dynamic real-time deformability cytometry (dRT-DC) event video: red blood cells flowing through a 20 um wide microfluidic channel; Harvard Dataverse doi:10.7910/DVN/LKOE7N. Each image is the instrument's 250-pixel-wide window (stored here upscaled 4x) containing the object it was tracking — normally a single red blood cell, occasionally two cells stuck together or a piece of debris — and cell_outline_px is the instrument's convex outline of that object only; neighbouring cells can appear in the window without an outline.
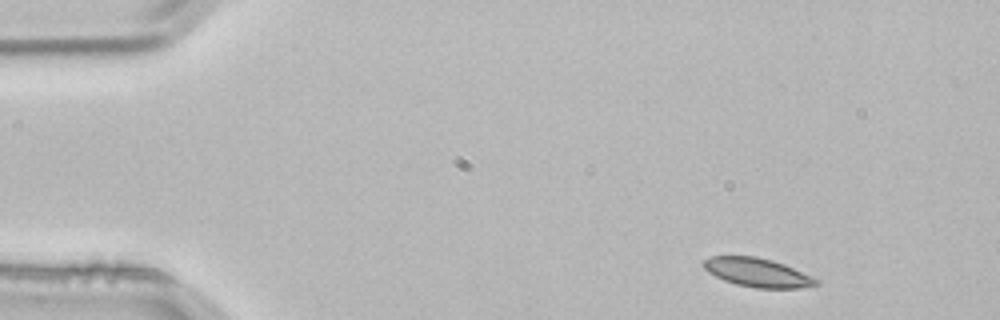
{"species": "common noctule bat (a hibernating species)", "species_latin": "Nyctalus noctula", "temperature_condition": "room temperature", "stored_images_in_passage": 4, "camera_frame_rate_fps": 3000, "um_per_image_px": 0.085, "animal": {"sex": "male", "body_mass_g": 21.5, "forearm_length_mm": 52.0}, "frame": {"image": 1, "passage_image": 1, "time_ms": 0.0, "image_size_px": [1000, 320], "cell_outline_px": [[820, 284], [800, 288], [756, 288], [736, 284], [724, 280], [708, 272], [704, 268], [704, 260], [712, 256], [756, 256], [772, 260], [784, 264], [812, 276], [820, 280]], "centroid_in_image_um": [64.42, 23.17], "position_along_channel_um": 20.6, "area_um2": 18.84}}
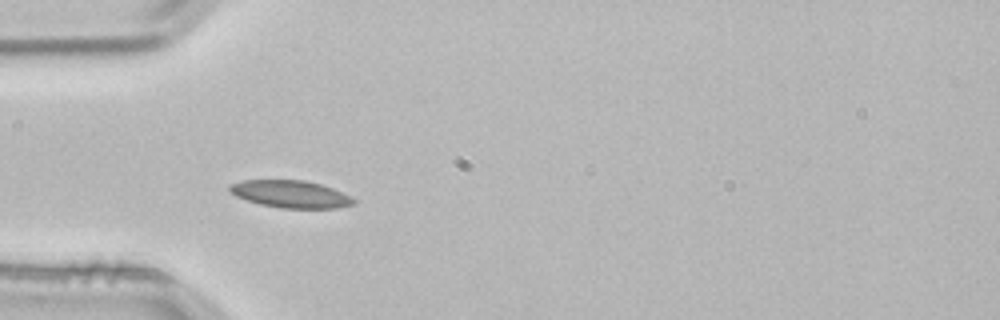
{"frame": {"image": 2, "passage_image": 3, "time_ms": 0.667, "image_size_px": [1000, 320], "cell_outline_px": [[356, 204], [336, 208], [280, 208], [260, 204], [236, 196], [228, 188], [228, 184], [244, 180], [304, 180], [320, 184], [332, 188], [356, 200]], "centroid_in_image_um": [24.69, 16.5], "position_along_channel_um": 60.3, "area_um2": 19.59}}